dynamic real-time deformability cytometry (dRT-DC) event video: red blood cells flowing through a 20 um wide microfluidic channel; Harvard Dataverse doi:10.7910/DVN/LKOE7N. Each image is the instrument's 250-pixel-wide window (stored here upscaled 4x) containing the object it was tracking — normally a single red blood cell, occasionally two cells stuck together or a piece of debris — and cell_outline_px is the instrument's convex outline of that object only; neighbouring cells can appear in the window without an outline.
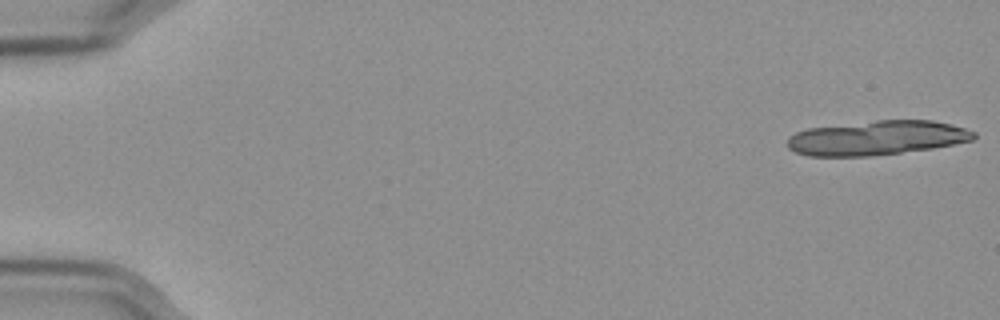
{"species": "Egyptian fruit bat (a non-hibernating species)", "species_latin": "Rousettus aegyptiacus", "temperature_condition": "cold", "stored_images_in_passage": 29, "segment_of_instrument_passage": [1, 2], "camera_frame_rate_fps": 3000, "um_per_image_px": 0.085, "frame": {"image": 1, "passage_image": 1, "time_ms": 0.0, "image_size_px": [1000, 320], "cell_outline_px": [[976, 136], [972, 140], [932, 148], [872, 156], [808, 156], [796, 152], [788, 148], [788, 136], [796, 132], [808, 128], [876, 120], [932, 120], [964, 128], [976, 132]], "centroid_in_image_um": [74.5, 11.72], "position_along_channel_um": 10.5, "area_um2": 37.22}}